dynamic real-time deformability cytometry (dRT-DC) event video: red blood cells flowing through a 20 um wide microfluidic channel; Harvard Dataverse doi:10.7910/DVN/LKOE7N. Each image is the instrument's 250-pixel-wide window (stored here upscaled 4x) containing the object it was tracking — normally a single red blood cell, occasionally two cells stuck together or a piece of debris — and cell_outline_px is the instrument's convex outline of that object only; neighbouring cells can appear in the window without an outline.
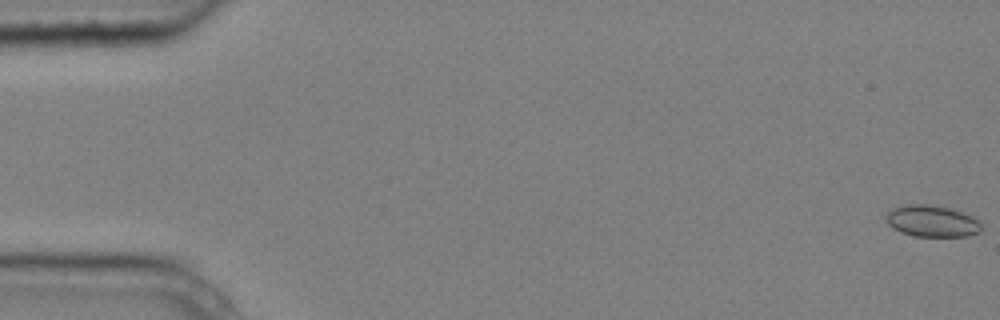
{"species": "common noctule bat (a hibernating species)", "species_latin": "Nyctalus noctula", "temperature_condition": "cold", "stored_images_in_passage": 5, "camera_frame_rate_fps": 3000, "um_per_image_px": 0.085, "animal": {"sex": "male", "body_mass_g": 20.4}, "frame": {"image": 1, "passage_image": 1, "time_ms": 0.0, "image_size_px": [1000, 320], "cell_outline_px": [[980, 232], [968, 236], [916, 236], [900, 232], [892, 228], [888, 224], [884, 216], [892, 208], [908, 204], [928, 204], [948, 208], [972, 216], [980, 224]], "centroid_in_image_um": [79.16, 18.79], "position_along_channel_um": 5.8, "area_um2": 17.4}}
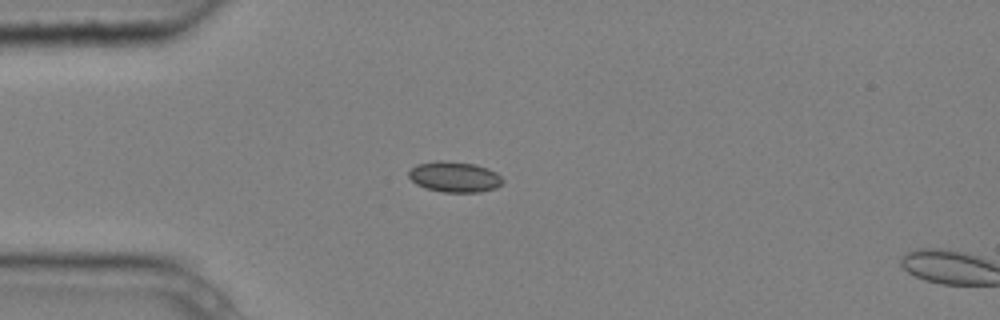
{"frame": {"image": 2, "passage_image": 4, "time_ms": 1.0, "image_size_px": [1000, 320], "cell_outline_px": [[504, 184], [496, 188], [480, 192], [444, 192], [424, 188], [416, 184], [408, 176], [408, 172], [416, 164], [436, 160], [444, 160], [476, 164], [488, 168], [496, 172], [504, 180]], "centroid_in_image_um": [38.65, 15.03], "position_along_channel_um": 46.4, "area_um2": 17.05}}